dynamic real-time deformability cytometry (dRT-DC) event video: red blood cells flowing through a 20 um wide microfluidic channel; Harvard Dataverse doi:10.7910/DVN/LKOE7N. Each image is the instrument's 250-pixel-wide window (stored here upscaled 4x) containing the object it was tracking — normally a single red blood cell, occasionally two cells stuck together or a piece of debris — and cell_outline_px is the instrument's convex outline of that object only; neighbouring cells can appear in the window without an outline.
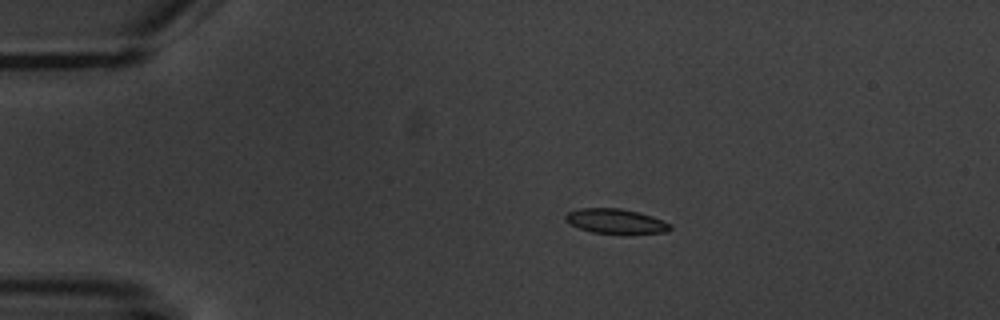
{"species": "common noctule bat (a hibernating species)", "species_latin": "Nyctalus noctula", "temperature_condition": "warm", "stored_images_in_passage": 7, "camera_frame_rate_fps": 3000, "um_per_image_px": 0.085, "animal": {"sex": "male", "body_mass_g": 20.1, "forearm_length_mm": 53.5}, "frame": {"image": 1, "passage_image": 4, "time_ms": 3.667, "image_size_px": [1000, 320], "cell_outline_px": [[672, 228], [668, 232], [628, 236], [624, 236], [592, 232], [580, 228], [564, 220], [564, 216], [568, 212], [580, 208], [620, 208], [640, 212], [664, 220], [672, 224]], "centroid_in_image_um": [52.43, 18.84], "position_along_channel_um": 32.6, "area_um2": 15.9}}
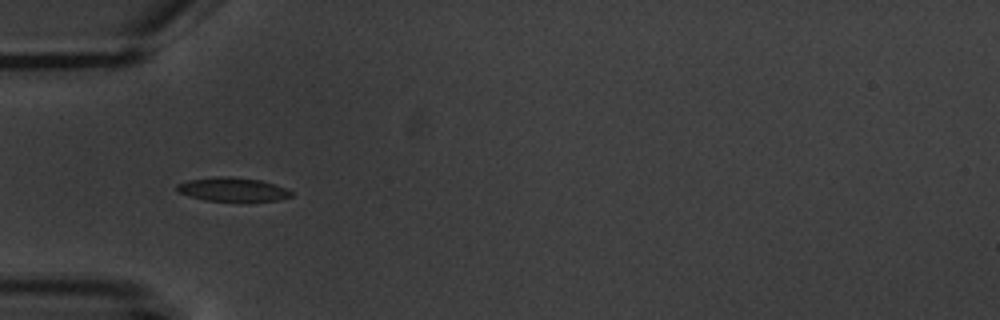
{"frame": {"image": 2, "passage_image": 6, "time_ms": 6.0, "image_size_px": [1000, 320], "cell_outline_px": [[292, 196], [280, 200], [204, 200], [188, 196], [176, 192], [176, 184], [188, 180], [216, 176], [232, 176], [260, 180], [276, 184], [292, 192]], "centroid_in_image_um": [19.72, 16.08], "position_along_channel_um": 65.3, "area_um2": 15.78}}